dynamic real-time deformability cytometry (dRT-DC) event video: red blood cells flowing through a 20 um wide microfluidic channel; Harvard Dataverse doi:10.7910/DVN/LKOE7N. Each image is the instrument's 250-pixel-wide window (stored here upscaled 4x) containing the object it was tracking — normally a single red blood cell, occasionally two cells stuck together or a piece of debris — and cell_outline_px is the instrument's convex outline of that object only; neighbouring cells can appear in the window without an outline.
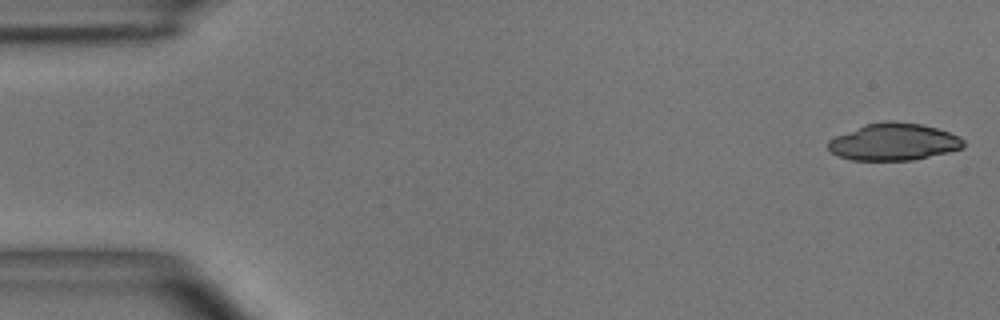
{"species": "common noctule bat (a hibernating species)", "species_latin": "Nyctalus noctula", "temperature_condition": "room temperature", "stored_images_in_passage": 4, "camera_frame_rate_fps": 3000, "um_per_image_px": 0.085, "animal": {"sex": "male", "body_mass_g": 15.6}, "frame": {"image": 1, "passage_image": 1, "time_ms": 0.0, "image_size_px": [1000, 320], "cell_outline_px": [[964, 148], [948, 152], [912, 160], [852, 160], [840, 156], [832, 152], [828, 148], [828, 140], [836, 136], [864, 124], [888, 120], [892, 120], [924, 124], [960, 136], [964, 140]], "centroid_in_image_um": [75.99, 12.05], "position_along_channel_um": 9.0, "area_um2": 29.3}}